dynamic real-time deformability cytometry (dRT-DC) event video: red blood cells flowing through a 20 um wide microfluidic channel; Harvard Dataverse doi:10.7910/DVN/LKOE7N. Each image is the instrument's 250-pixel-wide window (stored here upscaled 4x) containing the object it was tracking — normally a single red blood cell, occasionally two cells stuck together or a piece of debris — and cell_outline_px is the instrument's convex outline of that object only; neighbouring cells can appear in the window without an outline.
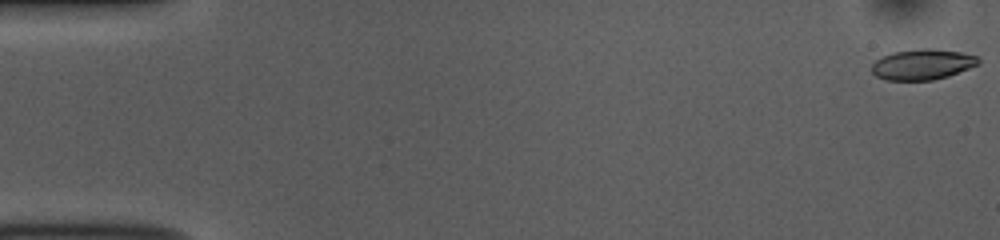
{"species": "common noctule bat (a hibernating species)", "species_latin": "Nyctalus noctula", "temperature_condition": "room temperature", "stored_images_in_passage": 52, "camera_frame_rate_fps": 3000, "um_per_image_px": 0.085, "animal": {"sex": "female", "body_mass_g": 10.0, "forearm_length_mm": 53.1}, "frame": {"image": 1, "passage_image": 1, "time_ms": 0.0, "image_size_px": [1000, 240], "cell_outline_px": [[980, 64], [948, 76], [932, 80], [884, 80], [876, 76], [872, 72], [872, 64], [876, 60], [892, 52], [920, 48], [932, 48], [960, 52], [976, 56], [980, 60]], "centroid_in_image_um": [78.4, 5.47], "position_along_channel_um": 6.6, "area_um2": 19.02}}
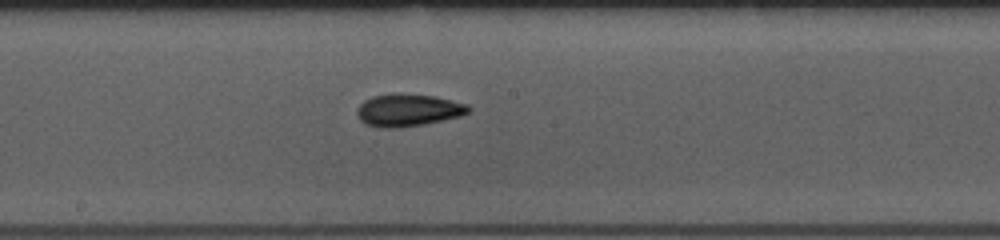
{"frame": {"image": 2, "passage_image": 28, "time_ms": 9.0, "image_size_px": [1000, 240], "cell_outline_px": [[472, 108], [468, 112], [460, 116], [424, 124], [400, 128], [376, 128], [364, 124], [360, 120], [356, 112], [356, 108], [364, 100], [372, 96], [392, 92], [400, 92], [436, 96], [468, 104]], "centroid_in_image_um": [34.65, 9.35], "position_along_channel_um": 213.6, "area_um2": 21.62}}
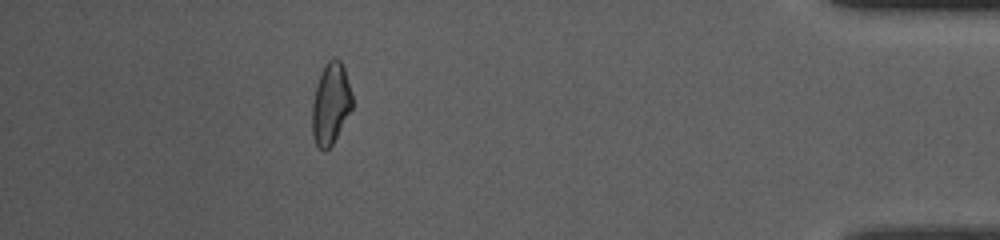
{"frame": {"image": 3, "passage_image": 47, "time_ms": 15.333, "image_size_px": [1000, 240], "cell_outline_px": [[352, 108], [332, 144], [324, 152], [316, 144], [312, 136], [312, 104], [316, 84], [324, 64], [332, 56], [336, 56], [340, 60], [344, 68], [352, 92]], "centroid_in_image_um": [28.1, 8.77], "position_along_channel_um": 407.1, "area_um2": 19.13}, "authors_computed_cell_mechanics": {"area_um2": 19.5942, "velocity_mm_per_s": 3.8556, "shape_relaxation_time_tau1_ms": 6.4862, "shape_relaxation_time_tau2_ms": 3.1184, "deformation_change_tau1": 0.161, "deformation_change_tau2": 0.0962}}